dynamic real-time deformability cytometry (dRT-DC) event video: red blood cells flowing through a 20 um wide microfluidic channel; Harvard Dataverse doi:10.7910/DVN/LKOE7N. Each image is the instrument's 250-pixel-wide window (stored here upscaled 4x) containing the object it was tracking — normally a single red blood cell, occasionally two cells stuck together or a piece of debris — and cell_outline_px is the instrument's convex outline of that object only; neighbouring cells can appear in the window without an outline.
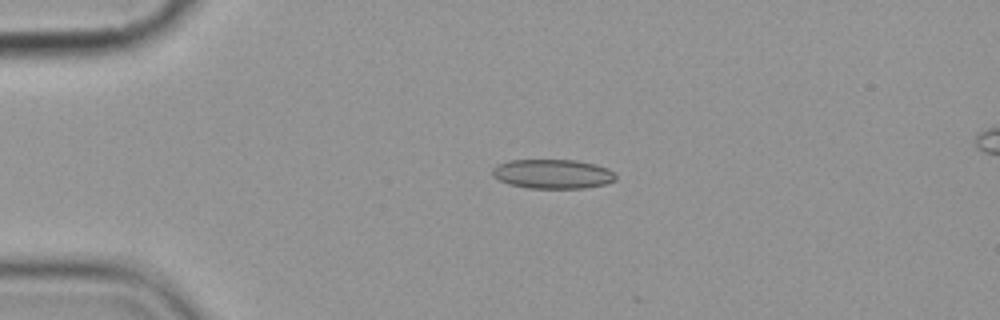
{"species": "common noctule bat (a hibernating species)", "species_latin": "Nyctalus noctula", "temperature_condition": "cold", "stored_images_in_passage": 6, "camera_frame_rate_fps": 3000, "um_per_image_px": 0.085, "animal": {"sex": "female", "body_mass_g": 19.9}, "frame": {"image": 1, "passage_image": 4, "time_ms": 3.667, "image_size_px": [1000, 320], "cell_outline_px": [[616, 180], [604, 184], [584, 188], [528, 188], [508, 184], [492, 176], [492, 168], [496, 164], [508, 160], [576, 160], [596, 164], [608, 168], [616, 176]], "centroid_in_image_um": [46.95, 14.78], "position_along_channel_um": 38.1, "area_um2": 21.21}}